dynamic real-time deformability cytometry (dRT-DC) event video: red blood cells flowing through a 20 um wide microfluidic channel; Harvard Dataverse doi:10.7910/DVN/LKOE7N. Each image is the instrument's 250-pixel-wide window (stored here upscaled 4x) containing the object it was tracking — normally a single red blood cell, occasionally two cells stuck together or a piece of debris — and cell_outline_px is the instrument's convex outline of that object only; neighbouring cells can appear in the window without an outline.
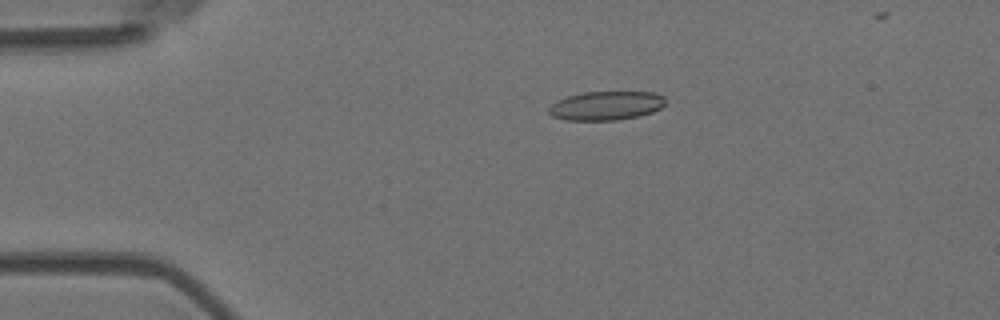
{"species": "Egyptian fruit bat (a non-hibernating species)", "species_latin": "Rousettus aegyptiacus", "temperature_condition": "room temperature", "stored_images_in_passage": 4, "camera_frame_rate_fps": 3000, "um_per_image_px": 0.085, "animal": {"sex": "female"}, "frame": {"image": 1, "passage_image": 3, "time_ms": 0.667, "image_size_px": [1000, 320], "cell_outline_px": [[664, 104], [660, 108], [652, 112], [636, 116], [616, 120], [564, 120], [552, 116], [548, 112], [548, 108], [556, 100], [568, 96], [584, 92], [656, 92], [664, 96]], "centroid_in_image_um": [51.49, 8.98], "position_along_channel_um": 33.5, "area_um2": 19.59}}